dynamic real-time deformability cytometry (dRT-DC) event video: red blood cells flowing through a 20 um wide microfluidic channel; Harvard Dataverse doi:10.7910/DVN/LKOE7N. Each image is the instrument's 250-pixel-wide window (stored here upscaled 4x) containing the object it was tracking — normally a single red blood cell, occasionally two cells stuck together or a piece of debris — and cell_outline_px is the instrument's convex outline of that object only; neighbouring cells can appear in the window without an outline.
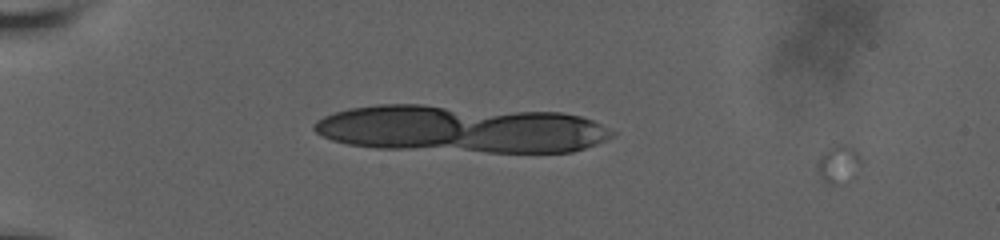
{"species": "human", "species_latin": "Homo sapiens", "temperature_condition": "room temperature", "stored_images_in_passage": 4, "camera_frame_rate_fps": 3000, "um_per_image_px": 0.085, "donor": {"sex": "male"}, "frame": {"image": 1, "passage_image": 1, "time_ms": 0.0, "image_size_px": [1000, 240], "cell_outline_px": [[456, 128], [452, 136], [448, 140], [424, 144], [368, 144], [348, 112], [368, 108], [436, 108], [444, 112], [456, 124]], "centroid_in_image_um": [34.3, 10.67], "position_along_channel_um": 50.7, "area_um2": 23.64}}